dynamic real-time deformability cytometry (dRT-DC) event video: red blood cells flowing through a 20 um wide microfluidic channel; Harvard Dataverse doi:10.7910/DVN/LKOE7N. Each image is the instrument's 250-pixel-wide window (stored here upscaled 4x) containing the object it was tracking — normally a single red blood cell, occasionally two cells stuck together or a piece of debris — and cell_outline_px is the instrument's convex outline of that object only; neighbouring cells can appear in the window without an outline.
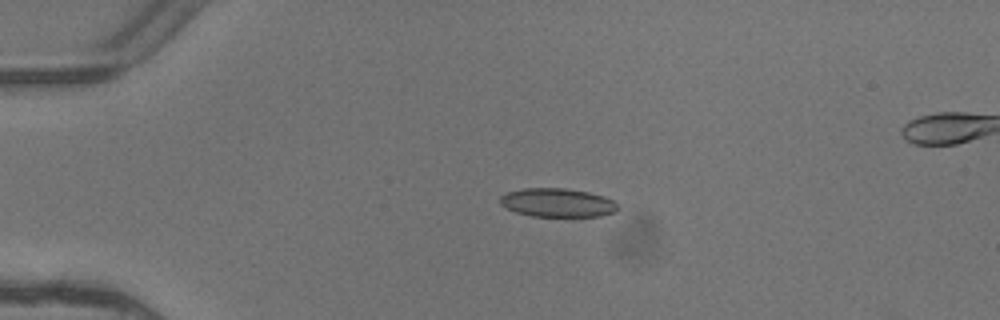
{"species": "common noctule bat (a hibernating species)", "species_latin": "Nyctalus noctula", "temperature_condition": "warm", "stored_images_in_passage": 3, "camera_frame_rate_fps": 3000, "um_per_image_px": 0.085, "animal": {"sex": "female"}, "frame": {"image": 1, "passage_image": 3, "time_ms": 0.667, "image_size_px": [1000, 320], "cell_outline_px": [[616, 212], [600, 216], [532, 216], [516, 212], [500, 204], [500, 196], [508, 192], [524, 188], [564, 188], [588, 192], [604, 196], [612, 200], [616, 204]], "centroid_in_image_um": [47.37, 17.22], "position_along_channel_um": 37.6, "area_um2": 19.48}}